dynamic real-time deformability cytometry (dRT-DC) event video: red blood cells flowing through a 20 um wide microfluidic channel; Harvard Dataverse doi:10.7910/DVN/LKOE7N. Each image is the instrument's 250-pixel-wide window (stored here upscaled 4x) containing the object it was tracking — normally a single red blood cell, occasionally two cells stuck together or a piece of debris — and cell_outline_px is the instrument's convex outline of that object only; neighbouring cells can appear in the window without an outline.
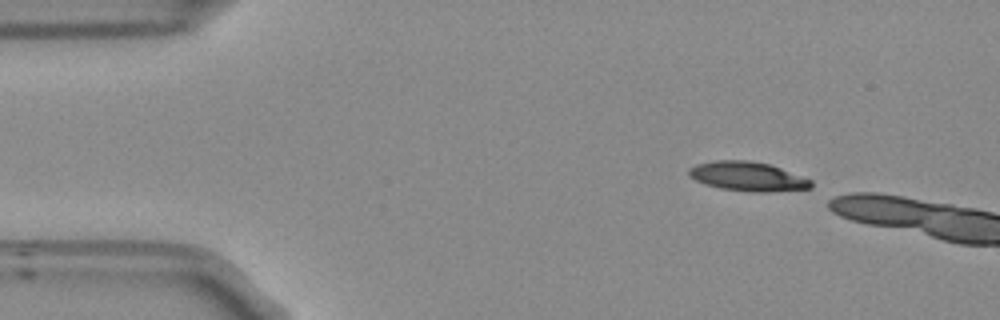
{"species": "Egyptian fruit bat (a non-hibernating species)", "species_latin": "Rousettus aegyptiacus", "temperature_condition": "room temperature", "stored_images_in_passage": 4, "camera_frame_rate_fps": 3000, "um_per_image_px": 0.085, "frame": {"image": 1, "passage_image": 1, "time_ms": 0.0, "image_size_px": [1000, 320], "cell_outline_px": [[812, 188], [768, 192], [752, 192], [720, 188], [704, 184], [688, 176], [688, 168], [696, 164], [716, 160], [748, 160], [768, 164], [780, 168], [812, 180]], "centroid_in_image_um": [63.52, 15.0], "position_along_channel_um": 21.5, "area_um2": 20.81}}